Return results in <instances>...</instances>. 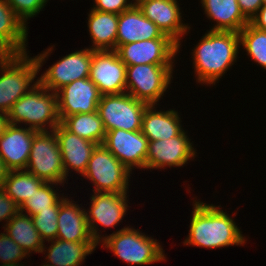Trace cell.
Instances as JSON below:
<instances>
[{
  "label": "cell",
  "instance_id": "14",
  "mask_svg": "<svg viewBox=\"0 0 266 266\" xmlns=\"http://www.w3.org/2000/svg\"><path fill=\"white\" fill-rule=\"evenodd\" d=\"M89 79L96 84L101 95L126 92V65L115 50H92Z\"/></svg>",
  "mask_w": 266,
  "mask_h": 266
},
{
  "label": "cell",
  "instance_id": "15",
  "mask_svg": "<svg viewBox=\"0 0 266 266\" xmlns=\"http://www.w3.org/2000/svg\"><path fill=\"white\" fill-rule=\"evenodd\" d=\"M148 143L141 130L117 129L106 132L103 145L132 172L136 168L145 171Z\"/></svg>",
  "mask_w": 266,
  "mask_h": 266
},
{
  "label": "cell",
  "instance_id": "6",
  "mask_svg": "<svg viewBox=\"0 0 266 266\" xmlns=\"http://www.w3.org/2000/svg\"><path fill=\"white\" fill-rule=\"evenodd\" d=\"M174 67L151 64L126 66V93L149 105H159L158 102L171 87Z\"/></svg>",
  "mask_w": 266,
  "mask_h": 266
},
{
  "label": "cell",
  "instance_id": "36",
  "mask_svg": "<svg viewBox=\"0 0 266 266\" xmlns=\"http://www.w3.org/2000/svg\"><path fill=\"white\" fill-rule=\"evenodd\" d=\"M19 211L20 207L17 203L3 189H0V222L5 221L4 225H6Z\"/></svg>",
  "mask_w": 266,
  "mask_h": 266
},
{
  "label": "cell",
  "instance_id": "18",
  "mask_svg": "<svg viewBox=\"0 0 266 266\" xmlns=\"http://www.w3.org/2000/svg\"><path fill=\"white\" fill-rule=\"evenodd\" d=\"M36 131L9 124L0 138V158L9 171L25 170Z\"/></svg>",
  "mask_w": 266,
  "mask_h": 266
},
{
  "label": "cell",
  "instance_id": "31",
  "mask_svg": "<svg viewBox=\"0 0 266 266\" xmlns=\"http://www.w3.org/2000/svg\"><path fill=\"white\" fill-rule=\"evenodd\" d=\"M57 186H64L54 182H45L34 194L29 197L20 207V212L33 216L40 211L49 210L65 193H58ZM56 188V189H54Z\"/></svg>",
  "mask_w": 266,
  "mask_h": 266
},
{
  "label": "cell",
  "instance_id": "22",
  "mask_svg": "<svg viewBox=\"0 0 266 266\" xmlns=\"http://www.w3.org/2000/svg\"><path fill=\"white\" fill-rule=\"evenodd\" d=\"M156 106L149 105L146 108L142 118V134L148 141L166 140L179 135L184 129L178 111L158 110Z\"/></svg>",
  "mask_w": 266,
  "mask_h": 266
},
{
  "label": "cell",
  "instance_id": "21",
  "mask_svg": "<svg viewBox=\"0 0 266 266\" xmlns=\"http://www.w3.org/2000/svg\"><path fill=\"white\" fill-rule=\"evenodd\" d=\"M57 239L71 242H94L87 224L85 207L63 196L60 199Z\"/></svg>",
  "mask_w": 266,
  "mask_h": 266
},
{
  "label": "cell",
  "instance_id": "40",
  "mask_svg": "<svg viewBox=\"0 0 266 266\" xmlns=\"http://www.w3.org/2000/svg\"><path fill=\"white\" fill-rule=\"evenodd\" d=\"M8 172L9 170L7 169L3 160L0 158V189L4 188Z\"/></svg>",
  "mask_w": 266,
  "mask_h": 266
},
{
  "label": "cell",
  "instance_id": "41",
  "mask_svg": "<svg viewBox=\"0 0 266 266\" xmlns=\"http://www.w3.org/2000/svg\"><path fill=\"white\" fill-rule=\"evenodd\" d=\"M8 125L9 121L7 118V114L0 111V138L3 136Z\"/></svg>",
  "mask_w": 266,
  "mask_h": 266
},
{
  "label": "cell",
  "instance_id": "24",
  "mask_svg": "<svg viewBox=\"0 0 266 266\" xmlns=\"http://www.w3.org/2000/svg\"><path fill=\"white\" fill-rule=\"evenodd\" d=\"M49 243V247L44 244L41 250L42 254L47 253L44 264L48 266H81L86 256L92 254L98 246L95 242H71L60 239L50 240Z\"/></svg>",
  "mask_w": 266,
  "mask_h": 266
},
{
  "label": "cell",
  "instance_id": "25",
  "mask_svg": "<svg viewBox=\"0 0 266 266\" xmlns=\"http://www.w3.org/2000/svg\"><path fill=\"white\" fill-rule=\"evenodd\" d=\"M87 20L92 42L88 48L93 51L116 50L118 14L91 8Z\"/></svg>",
  "mask_w": 266,
  "mask_h": 266
},
{
  "label": "cell",
  "instance_id": "16",
  "mask_svg": "<svg viewBox=\"0 0 266 266\" xmlns=\"http://www.w3.org/2000/svg\"><path fill=\"white\" fill-rule=\"evenodd\" d=\"M56 93L61 122L70 115L97 111L102 96L96 84L89 77L73 81Z\"/></svg>",
  "mask_w": 266,
  "mask_h": 266
},
{
  "label": "cell",
  "instance_id": "8",
  "mask_svg": "<svg viewBox=\"0 0 266 266\" xmlns=\"http://www.w3.org/2000/svg\"><path fill=\"white\" fill-rule=\"evenodd\" d=\"M45 182L64 185L65 175L61 151L55 131H36L26 169Z\"/></svg>",
  "mask_w": 266,
  "mask_h": 266
},
{
  "label": "cell",
  "instance_id": "27",
  "mask_svg": "<svg viewBox=\"0 0 266 266\" xmlns=\"http://www.w3.org/2000/svg\"><path fill=\"white\" fill-rule=\"evenodd\" d=\"M28 26L5 0H0V36L18 53H28Z\"/></svg>",
  "mask_w": 266,
  "mask_h": 266
},
{
  "label": "cell",
  "instance_id": "12",
  "mask_svg": "<svg viewBox=\"0 0 266 266\" xmlns=\"http://www.w3.org/2000/svg\"><path fill=\"white\" fill-rule=\"evenodd\" d=\"M120 60L126 65H176L178 43L172 38L141 40L120 45L115 50Z\"/></svg>",
  "mask_w": 266,
  "mask_h": 266
},
{
  "label": "cell",
  "instance_id": "33",
  "mask_svg": "<svg viewBox=\"0 0 266 266\" xmlns=\"http://www.w3.org/2000/svg\"><path fill=\"white\" fill-rule=\"evenodd\" d=\"M28 256L23 249L5 232L0 233V263L22 264ZM21 262V263H20Z\"/></svg>",
  "mask_w": 266,
  "mask_h": 266
},
{
  "label": "cell",
  "instance_id": "37",
  "mask_svg": "<svg viewBox=\"0 0 266 266\" xmlns=\"http://www.w3.org/2000/svg\"><path fill=\"white\" fill-rule=\"evenodd\" d=\"M243 15L250 21L263 5L262 0H237Z\"/></svg>",
  "mask_w": 266,
  "mask_h": 266
},
{
  "label": "cell",
  "instance_id": "9",
  "mask_svg": "<svg viewBox=\"0 0 266 266\" xmlns=\"http://www.w3.org/2000/svg\"><path fill=\"white\" fill-rule=\"evenodd\" d=\"M148 106L149 104L124 92L102 95L97 112L106 132L117 129L140 131L143 114Z\"/></svg>",
  "mask_w": 266,
  "mask_h": 266
},
{
  "label": "cell",
  "instance_id": "28",
  "mask_svg": "<svg viewBox=\"0 0 266 266\" xmlns=\"http://www.w3.org/2000/svg\"><path fill=\"white\" fill-rule=\"evenodd\" d=\"M61 124L71 133L97 145L105 140L106 131L97 111L67 116Z\"/></svg>",
  "mask_w": 266,
  "mask_h": 266
},
{
  "label": "cell",
  "instance_id": "30",
  "mask_svg": "<svg viewBox=\"0 0 266 266\" xmlns=\"http://www.w3.org/2000/svg\"><path fill=\"white\" fill-rule=\"evenodd\" d=\"M240 46L251 60L266 70V31L257 29L250 22L239 32Z\"/></svg>",
  "mask_w": 266,
  "mask_h": 266
},
{
  "label": "cell",
  "instance_id": "19",
  "mask_svg": "<svg viewBox=\"0 0 266 266\" xmlns=\"http://www.w3.org/2000/svg\"><path fill=\"white\" fill-rule=\"evenodd\" d=\"M54 131L61 151L66 178L71 176L68 174H71L73 170L82 177L97 144L71 133L61 123Z\"/></svg>",
  "mask_w": 266,
  "mask_h": 266
},
{
  "label": "cell",
  "instance_id": "39",
  "mask_svg": "<svg viewBox=\"0 0 266 266\" xmlns=\"http://www.w3.org/2000/svg\"><path fill=\"white\" fill-rule=\"evenodd\" d=\"M250 23L257 29L266 31V4H263L258 13L250 20Z\"/></svg>",
  "mask_w": 266,
  "mask_h": 266
},
{
  "label": "cell",
  "instance_id": "26",
  "mask_svg": "<svg viewBox=\"0 0 266 266\" xmlns=\"http://www.w3.org/2000/svg\"><path fill=\"white\" fill-rule=\"evenodd\" d=\"M2 227L4 232L23 249L28 258L31 253H41L45 243L31 216L19 211Z\"/></svg>",
  "mask_w": 266,
  "mask_h": 266
},
{
  "label": "cell",
  "instance_id": "32",
  "mask_svg": "<svg viewBox=\"0 0 266 266\" xmlns=\"http://www.w3.org/2000/svg\"><path fill=\"white\" fill-rule=\"evenodd\" d=\"M60 200L49 210L40 211L31 216L32 221L40 233L42 240L45 242L57 239L58 233V215ZM46 240V241H45Z\"/></svg>",
  "mask_w": 266,
  "mask_h": 266
},
{
  "label": "cell",
  "instance_id": "17",
  "mask_svg": "<svg viewBox=\"0 0 266 266\" xmlns=\"http://www.w3.org/2000/svg\"><path fill=\"white\" fill-rule=\"evenodd\" d=\"M178 0H151L138 6L142 14L162 32L178 43V52L182 46L181 40L190 31L191 26L182 20V12Z\"/></svg>",
  "mask_w": 266,
  "mask_h": 266
},
{
  "label": "cell",
  "instance_id": "11",
  "mask_svg": "<svg viewBox=\"0 0 266 266\" xmlns=\"http://www.w3.org/2000/svg\"><path fill=\"white\" fill-rule=\"evenodd\" d=\"M186 133L187 131L183 130L170 139L149 141L145 169L179 168L188 164L190 160L194 161L198 156L197 150Z\"/></svg>",
  "mask_w": 266,
  "mask_h": 266
},
{
  "label": "cell",
  "instance_id": "3",
  "mask_svg": "<svg viewBox=\"0 0 266 266\" xmlns=\"http://www.w3.org/2000/svg\"><path fill=\"white\" fill-rule=\"evenodd\" d=\"M53 47L55 45L33 57L29 53H23L6 62H0L1 112L7 114L12 105L38 83V73L54 51Z\"/></svg>",
  "mask_w": 266,
  "mask_h": 266
},
{
  "label": "cell",
  "instance_id": "38",
  "mask_svg": "<svg viewBox=\"0 0 266 266\" xmlns=\"http://www.w3.org/2000/svg\"><path fill=\"white\" fill-rule=\"evenodd\" d=\"M18 53L0 36V62L14 58Z\"/></svg>",
  "mask_w": 266,
  "mask_h": 266
},
{
  "label": "cell",
  "instance_id": "10",
  "mask_svg": "<svg viewBox=\"0 0 266 266\" xmlns=\"http://www.w3.org/2000/svg\"><path fill=\"white\" fill-rule=\"evenodd\" d=\"M128 196V193L109 192H93L90 196V207L85 211L91 237L97 245L105 239L98 225L105 229L116 228L129 210Z\"/></svg>",
  "mask_w": 266,
  "mask_h": 266
},
{
  "label": "cell",
  "instance_id": "7",
  "mask_svg": "<svg viewBox=\"0 0 266 266\" xmlns=\"http://www.w3.org/2000/svg\"><path fill=\"white\" fill-rule=\"evenodd\" d=\"M132 172L103 144L93 150L83 178L90 180L93 192L129 193Z\"/></svg>",
  "mask_w": 266,
  "mask_h": 266
},
{
  "label": "cell",
  "instance_id": "13",
  "mask_svg": "<svg viewBox=\"0 0 266 266\" xmlns=\"http://www.w3.org/2000/svg\"><path fill=\"white\" fill-rule=\"evenodd\" d=\"M92 61V50L88 47L66 54L45 69L38 82L50 91L57 92L63 86L81 78H88Z\"/></svg>",
  "mask_w": 266,
  "mask_h": 266
},
{
  "label": "cell",
  "instance_id": "43",
  "mask_svg": "<svg viewBox=\"0 0 266 266\" xmlns=\"http://www.w3.org/2000/svg\"><path fill=\"white\" fill-rule=\"evenodd\" d=\"M0 266H24V264H0Z\"/></svg>",
  "mask_w": 266,
  "mask_h": 266
},
{
  "label": "cell",
  "instance_id": "23",
  "mask_svg": "<svg viewBox=\"0 0 266 266\" xmlns=\"http://www.w3.org/2000/svg\"><path fill=\"white\" fill-rule=\"evenodd\" d=\"M206 17L212 22L210 31H233L239 33L250 21L243 15L237 0H201Z\"/></svg>",
  "mask_w": 266,
  "mask_h": 266
},
{
  "label": "cell",
  "instance_id": "35",
  "mask_svg": "<svg viewBox=\"0 0 266 266\" xmlns=\"http://www.w3.org/2000/svg\"><path fill=\"white\" fill-rule=\"evenodd\" d=\"M131 7L130 0H94L92 9L119 15Z\"/></svg>",
  "mask_w": 266,
  "mask_h": 266
},
{
  "label": "cell",
  "instance_id": "4",
  "mask_svg": "<svg viewBox=\"0 0 266 266\" xmlns=\"http://www.w3.org/2000/svg\"><path fill=\"white\" fill-rule=\"evenodd\" d=\"M9 124L35 131H53L60 123L57 93L39 82L17 100L7 113Z\"/></svg>",
  "mask_w": 266,
  "mask_h": 266
},
{
  "label": "cell",
  "instance_id": "29",
  "mask_svg": "<svg viewBox=\"0 0 266 266\" xmlns=\"http://www.w3.org/2000/svg\"><path fill=\"white\" fill-rule=\"evenodd\" d=\"M44 183L27 170H13L8 172L3 190L21 207Z\"/></svg>",
  "mask_w": 266,
  "mask_h": 266
},
{
  "label": "cell",
  "instance_id": "2",
  "mask_svg": "<svg viewBox=\"0 0 266 266\" xmlns=\"http://www.w3.org/2000/svg\"><path fill=\"white\" fill-rule=\"evenodd\" d=\"M194 46L192 66L196 82L202 86H215L240 58V36L237 32L207 30Z\"/></svg>",
  "mask_w": 266,
  "mask_h": 266
},
{
  "label": "cell",
  "instance_id": "34",
  "mask_svg": "<svg viewBox=\"0 0 266 266\" xmlns=\"http://www.w3.org/2000/svg\"><path fill=\"white\" fill-rule=\"evenodd\" d=\"M8 5L14 10L15 14L25 23L30 18L36 17L43 11V8L48 3L47 0H5Z\"/></svg>",
  "mask_w": 266,
  "mask_h": 266
},
{
  "label": "cell",
  "instance_id": "42",
  "mask_svg": "<svg viewBox=\"0 0 266 266\" xmlns=\"http://www.w3.org/2000/svg\"><path fill=\"white\" fill-rule=\"evenodd\" d=\"M148 1H151V0H132L131 1V4L132 6L134 7H138L140 6L141 4L145 3V2H148Z\"/></svg>",
  "mask_w": 266,
  "mask_h": 266
},
{
  "label": "cell",
  "instance_id": "5",
  "mask_svg": "<svg viewBox=\"0 0 266 266\" xmlns=\"http://www.w3.org/2000/svg\"><path fill=\"white\" fill-rule=\"evenodd\" d=\"M157 241L138 228L123 226L112 234H106L100 245L102 244V248L112 251L117 258L128 265L145 266L167 259L163 246Z\"/></svg>",
  "mask_w": 266,
  "mask_h": 266
},
{
  "label": "cell",
  "instance_id": "1",
  "mask_svg": "<svg viewBox=\"0 0 266 266\" xmlns=\"http://www.w3.org/2000/svg\"><path fill=\"white\" fill-rule=\"evenodd\" d=\"M189 232L183 245L219 249L228 246H244L247 238L236 225L233 217L221 205L193 200ZM245 243V244H244Z\"/></svg>",
  "mask_w": 266,
  "mask_h": 266
},
{
  "label": "cell",
  "instance_id": "20",
  "mask_svg": "<svg viewBox=\"0 0 266 266\" xmlns=\"http://www.w3.org/2000/svg\"><path fill=\"white\" fill-rule=\"evenodd\" d=\"M157 38L171 37L147 19L138 7L132 6L118 15L116 49L120 45Z\"/></svg>",
  "mask_w": 266,
  "mask_h": 266
}]
</instances>
